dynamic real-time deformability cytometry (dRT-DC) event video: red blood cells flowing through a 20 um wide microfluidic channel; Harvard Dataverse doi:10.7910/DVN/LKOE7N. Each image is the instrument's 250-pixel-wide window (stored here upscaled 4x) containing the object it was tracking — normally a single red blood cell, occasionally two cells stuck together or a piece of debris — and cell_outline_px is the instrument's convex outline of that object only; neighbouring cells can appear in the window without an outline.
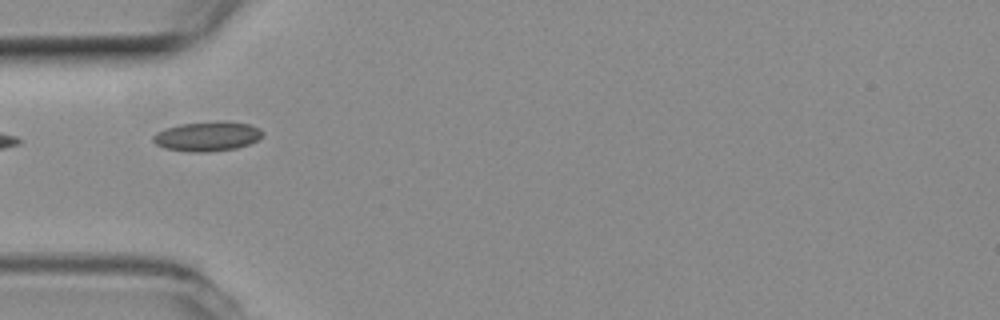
{"species": "common noctule bat (a hibernating species)", "species_latin": "Nyctalus noctula", "temperature_condition": "room temperature", "stored_images_in_passage": 3, "camera_frame_rate_fps": 3000, "um_per_image_px": 0.085, "animal": {"sex": "female", "body_mass_g": 19.3, "forearm_length_mm": 54.1}, "frame": {"image": 1, "passage_image": 1, "time_ms": 0.0, "image_size_px": [1000, 320], "cell_outline_px": [[264, 132], [256, 140], [248, 144], [236, 148], [208, 152], [188, 152], [164, 148], [156, 144], [152, 140], [152, 136], [156, 132], [164, 128], [180, 124], [216, 120], [224, 120], [248, 124], [260, 128]], "centroid_in_image_um": [17.58, 11.57], "position_along_channel_um": 67.4, "area_um2": 19.13}}